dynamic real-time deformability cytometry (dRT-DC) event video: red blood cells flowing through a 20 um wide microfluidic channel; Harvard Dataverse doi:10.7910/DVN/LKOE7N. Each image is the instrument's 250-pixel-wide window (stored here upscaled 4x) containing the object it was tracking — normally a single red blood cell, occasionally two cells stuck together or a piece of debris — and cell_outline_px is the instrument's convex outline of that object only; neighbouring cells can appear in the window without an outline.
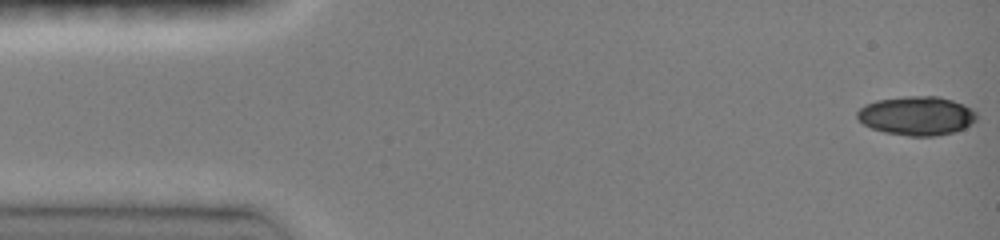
{"species": "common noctule bat (a hibernating species)", "species_latin": "Nyctalus noctula", "temperature_condition": "room temperature", "stored_images_in_passage": 46, "camera_frame_rate_fps": 3000, "um_per_image_px": 0.085, "animal": {"sex": "female", "body_mass_g": 19.0, "forearm_length_mm": 51.5}, "frame": {"image": 1, "passage_image": 1, "time_ms": 0.0, "image_size_px": [1000, 240], "cell_outline_px": [[976, 120], [964, 128], [952, 132], [936, 136], [908, 136], [884, 132], [872, 128], [864, 124], [856, 116], [856, 112], [864, 104], [876, 100], [904, 96], [936, 96], [952, 100], [964, 104], [972, 108], [976, 112]], "centroid_in_image_um": [77.91, 9.83], "position_along_channel_um": 7.1, "area_um2": 27.17}}
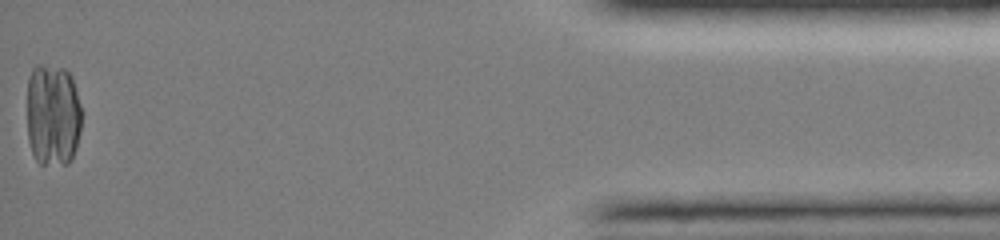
{"frame": {"image": 2, "passage_image": 46, "time_ms": 15.0, "image_size_px": [1000, 240], "cell_outline_px": [[80, 132], [76, 148], [72, 160], [68, 164], [40, 164], [36, 160], [32, 152], [28, 140], [28, 76], [32, 68], [36, 64], [40, 64], [64, 68], [72, 76], [80, 104]], "centroid_in_image_um": [4.49, 9.76], "position_along_channel_um": 430.7, "area_um2": 33.12}}